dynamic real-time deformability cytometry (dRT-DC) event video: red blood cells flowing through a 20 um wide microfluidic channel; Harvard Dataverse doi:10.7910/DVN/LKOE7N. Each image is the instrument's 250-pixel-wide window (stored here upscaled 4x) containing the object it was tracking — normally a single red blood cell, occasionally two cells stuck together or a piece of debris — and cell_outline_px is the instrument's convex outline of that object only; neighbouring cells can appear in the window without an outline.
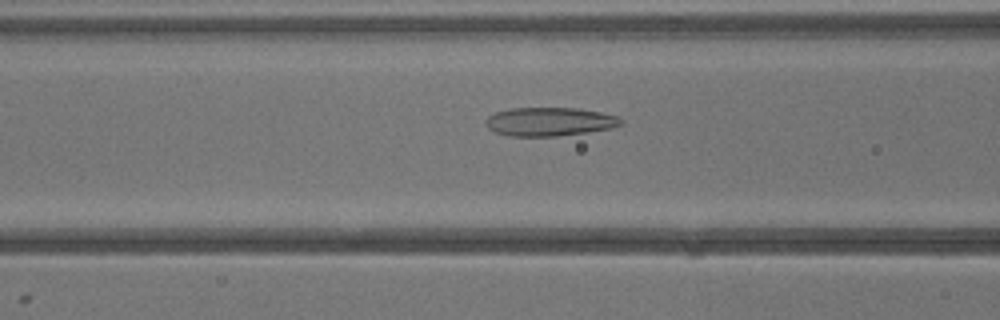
{"species": "common noctule bat (a hibernating species)", "species_latin": "Nyctalus noctula", "temperature_condition": "warm", "stored_images_in_passage": 13, "camera_frame_rate_fps": 3000, "um_per_image_px": 0.085, "animal": {"sex": "male", "body_mass_g": 13.3}, "frame": {"image": 1, "passage_image": 10, "time_ms": 3.0, "image_size_px": [1000, 320], "cell_outline_px": [[624, 124], [612, 128], [556, 136], [508, 136], [496, 132], [488, 128], [484, 124], [484, 120], [488, 116], [496, 112], [512, 108], [580, 108], [600, 112], [616, 116], [624, 120]], "centroid_in_image_um": [46.7, 10.34], "position_along_channel_um": 119.9, "area_um2": 22.6}}
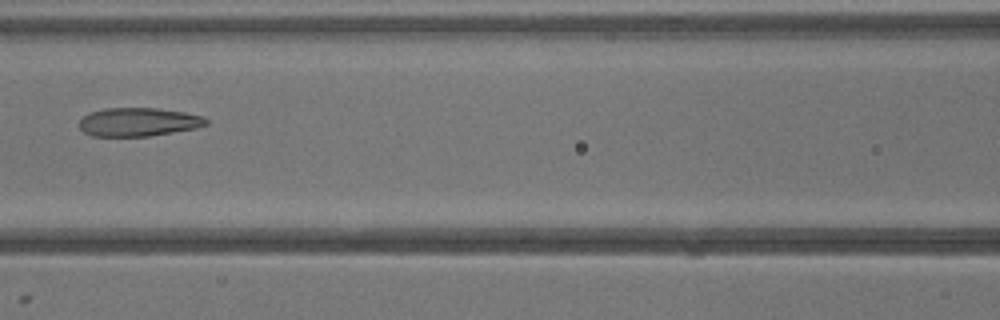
{"frame": {"image": 2, "passage_image": 12, "time_ms": 3.667, "image_size_px": [1000, 320], "cell_outline_px": [[208, 124], [196, 128], [148, 136], [92, 136], [84, 132], [80, 128], [80, 120], [88, 112], [104, 108], [156, 108], [184, 112], [204, 116], [208, 120]], "centroid_in_image_um": [11.76, 10.36], "position_along_channel_um": 154.8, "area_um2": 21.1}}